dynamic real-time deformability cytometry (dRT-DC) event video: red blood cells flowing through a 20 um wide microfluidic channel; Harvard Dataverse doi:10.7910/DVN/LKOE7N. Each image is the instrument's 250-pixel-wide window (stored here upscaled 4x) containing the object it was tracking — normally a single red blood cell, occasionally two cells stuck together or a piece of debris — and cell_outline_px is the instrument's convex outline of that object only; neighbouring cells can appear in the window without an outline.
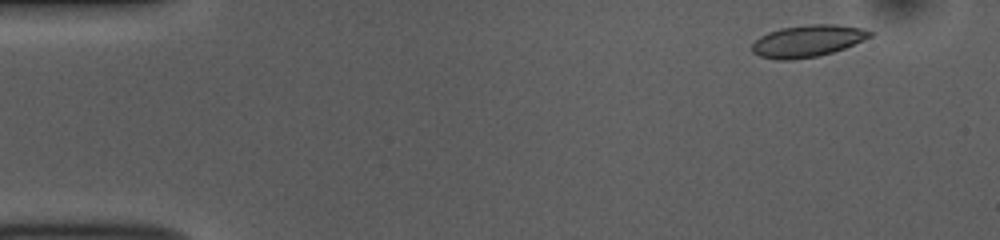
{"species": "common noctule bat (a hibernating species)", "species_latin": "Nyctalus noctula", "temperature_condition": "room temperature", "stored_images_in_passage": 52, "camera_frame_rate_fps": 3000, "um_per_image_px": 0.085, "animal": {"sex": "female", "body_mass_g": 10.0, "forearm_length_mm": 53.1}, "frame": {"image": 1, "passage_image": 4, "time_ms": 1.0, "image_size_px": [1000, 240], "cell_outline_px": [[872, 36], [864, 40], [844, 48], [832, 52], [816, 56], [788, 60], [776, 60], [760, 56], [752, 52], [752, 44], [760, 36], [768, 32], [780, 28], [808, 24], [836, 24], [860, 28], [872, 32]], "centroid_in_image_um": [68.62, 3.48], "position_along_channel_um": 16.4, "area_um2": 21.79}}
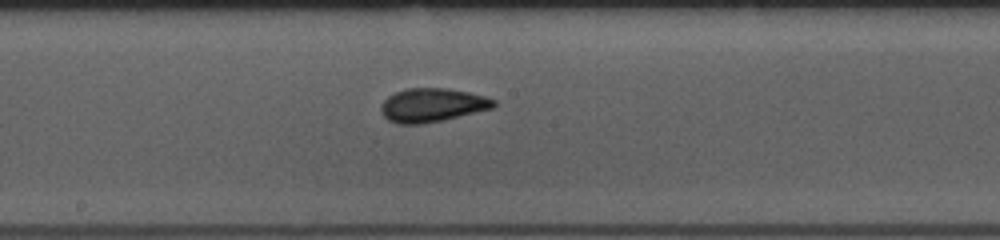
{"frame": {"image": 2, "passage_image": 27, "time_ms": 8.667, "image_size_px": [1000, 240], "cell_outline_px": [[496, 104], [492, 108], [440, 120], [420, 124], [396, 124], [388, 120], [380, 112], [380, 108], [384, 100], [388, 96], [396, 92], [408, 88], [448, 88], [468, 92], [484, 96], [496, 100]], "centroid_in_image_um": [36.7, 8.93], "position_along_channel_um": 211.5, "area_um2": 21.91}}
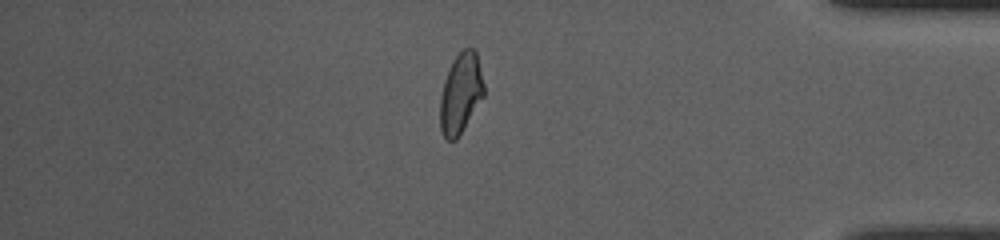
{"frame": {"image": 3, "passage_image": 44, "time_ms": 14.333, "image_size_px": [1000, 240], "cell_outline_px": [[484, 96], [456, 140], [448, 140], [444, 136], [440, 128], [440, 100], [444, 80], [452, 60], [464, 48], [472, 48], [476, 52], [484, 84]], "centroid_in_image_um": [39.16, 7.93], "position_along_channel_um": 396.0, "area_um2": 20.29}, "authors_computed_cell_mechanics": {"area_um2": 21.4149, "velocity_mm_per_s": 3.8063, "shape_relaxation_time_tau1_ms": 5.0282, "shape_relaxation_time_tau2_ms": 1.3554, "deformation_change_tau1": 0.1274, "deformation_change_tau2": 0.0794}}